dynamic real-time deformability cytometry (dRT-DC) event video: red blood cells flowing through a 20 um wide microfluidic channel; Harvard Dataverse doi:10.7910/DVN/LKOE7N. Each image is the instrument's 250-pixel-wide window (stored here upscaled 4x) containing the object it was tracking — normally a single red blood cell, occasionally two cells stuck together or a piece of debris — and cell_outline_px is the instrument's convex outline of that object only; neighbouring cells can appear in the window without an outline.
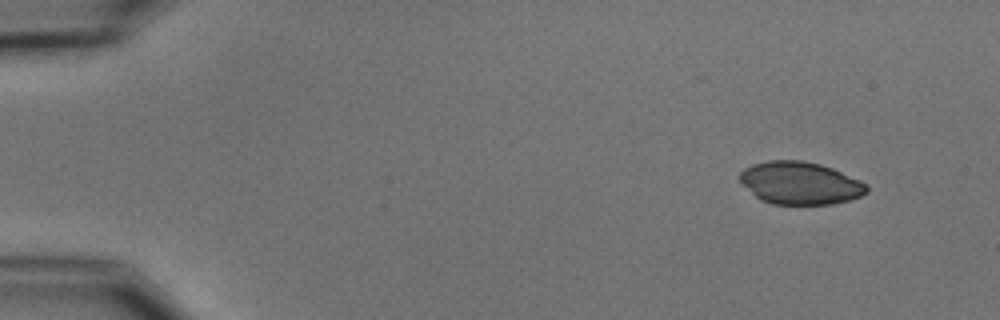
{"species": "common noctule bat (a hibernating species)", "species_latin": "Nyctalus noctula", "temperature_condition": "cold", "stored_images_in_passage": 4, "camera_frame_rate_fps": 3000, "um_per_image_px": 0.085, "animal": {"sex": "male", "body_mass_g": 15.6}, "frame": {"image": 1, "passage_image": 1, "time_ms": 0.0, "image_size_px": [1000, 320], "cell_outline_px": [[868, 192], [860, 196], [836, 204], [772, 204], [760, 200], [740, 180], [740, 172], [744, 168], [752, 164], [768, 160], [804, 160], [820, 164], [832, 168], [860, 180], [868, 184]], "centroid_in_image_um": [68.03, 15.55], "position_along_channel_um": 17.0, "area_um2": 31.5}}